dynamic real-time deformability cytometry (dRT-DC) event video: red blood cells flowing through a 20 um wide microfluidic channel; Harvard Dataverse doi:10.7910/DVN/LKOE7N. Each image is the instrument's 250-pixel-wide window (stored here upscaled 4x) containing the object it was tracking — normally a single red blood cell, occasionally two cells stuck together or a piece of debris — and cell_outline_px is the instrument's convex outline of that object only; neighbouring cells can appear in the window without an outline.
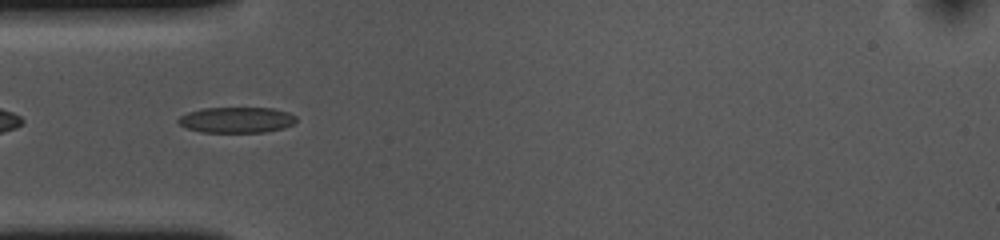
{"species": "common noctule bat (a hibernating species)", "species_latin": "Nyctalus noctula", "temperature_condition": "cold", "stored_images_in_passage": 45, "camera_frame_rate_fps": 3000, "um_per_image_px": 0.085, "animal": {"sex": "female", "body_mass_g": 10.0, "forearm_length_mm": 53.1}, "frame": {"image": 1, "passage_image": 7, "time_ms": 2.0, "image_size_px": [1000, 240], "cell_outline_px": [[296, 120], [292, 124], [284, 128], [264, 132], [200, 132], [188, 128], [180, 124], [176, 120], [180, 116], [188, 112], [200, 108], [272, 108], [288, 112], [296, 116]], "centroid_in_image_um": [20.1, 10.19], "position_along_channel_um": 64.9, "area_um2": 17.69}}
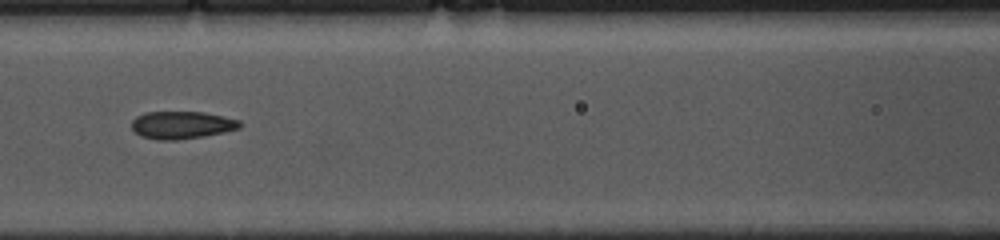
{"frame": {"image": 2, "passage_image": 14, "time_ms": 4.333, "image_size_px": [1000, 240], "cell_outline_px": [[244, 124], [240, 128], [224, 132], [204, 136], [176, 140], [156, 140], [140, 136], [132, 128], [132, 120], [136, 116], [144, 112], [204, 112], [224, 116], [240, 120]], "centroid_in_image_um": [15.47, 10.62], "position_along_channel_um": 151.1, "area_um2": 17.57}}
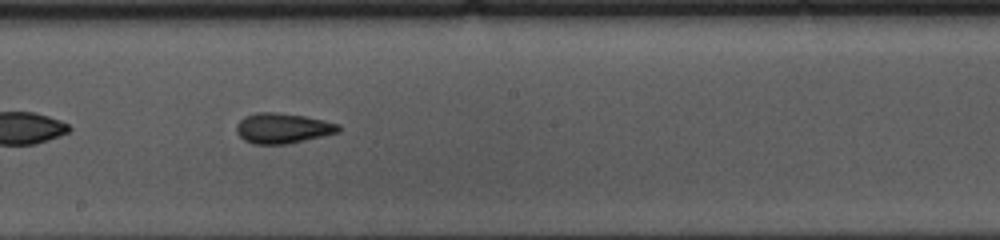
{"frame": {"image": 3, "passage_image": 20, "time_ms": 6.333, "image_size_px": [1000, 240], "cell_outline_px": [[340, 132], [288, 144], [252, 144], [244, 140], [236, 132], [236, 124], [244, 116], [256, 112], [276, 112], [304, 116], [324, 120], [340, 124]], "centroid_in_image_um": [24.02, 10.9], "position_along_channel_um": 224.2, "area_um2": 18.15}, "authors_computed_cell_mechanics": {"area_um2": 18.1492, "velocity_mm_per_s": 3.652, "shape_relaxation_time_tau1_ms": 6.8403, "shape_relaxation_time_tau2_ms": 3.1539, "deformation_change_tau1": 0.1563, "deformation_change_tau2": 0.1085}}